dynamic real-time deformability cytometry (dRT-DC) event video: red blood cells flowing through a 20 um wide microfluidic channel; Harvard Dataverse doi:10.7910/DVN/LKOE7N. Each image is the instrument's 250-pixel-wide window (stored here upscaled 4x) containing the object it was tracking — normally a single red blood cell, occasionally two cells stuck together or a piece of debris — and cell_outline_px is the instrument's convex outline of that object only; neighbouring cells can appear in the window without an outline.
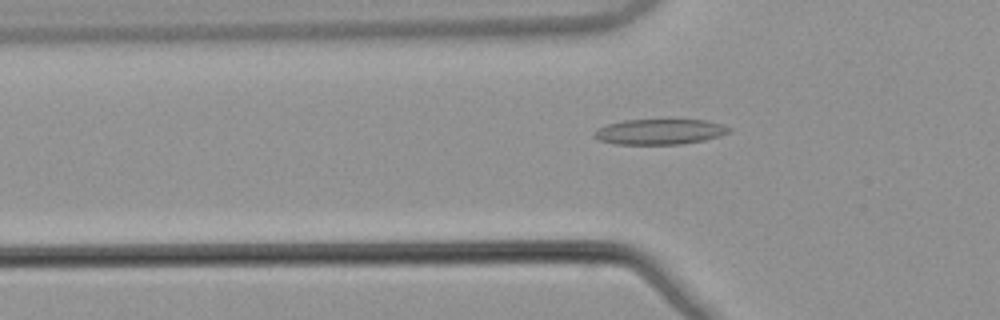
{"species": "common noctule bat (a hibernating species)", "species_latin": "Nyctalus noctula", "temperature_condition": "warm", "stored_images_in_passage": 39, "camera_frame_rate_fps": 3000, "um_per_image_px": 0.085, "animal": {"sex": "male", "body_mass_g": 21.5, "forearm_length_mm": 52.0}, "frame": {"image": 1, "passage_image": 4, "time_ms": 1.0, "image_size_px": [1000, 320], "cell_outline_px": [[732, 132], [720, 136], [704, 140], [680, 144], [616, 144], [600, 140], [592, 136], [592, 132], [596, 128], [608, 124], [624, 120], [704, 120], [724, 124], [732, 128]], "centroid_in_image_um": [56.09, 11.19], "position_along_channel_um": 69.7, "area_um2": 20.11}}
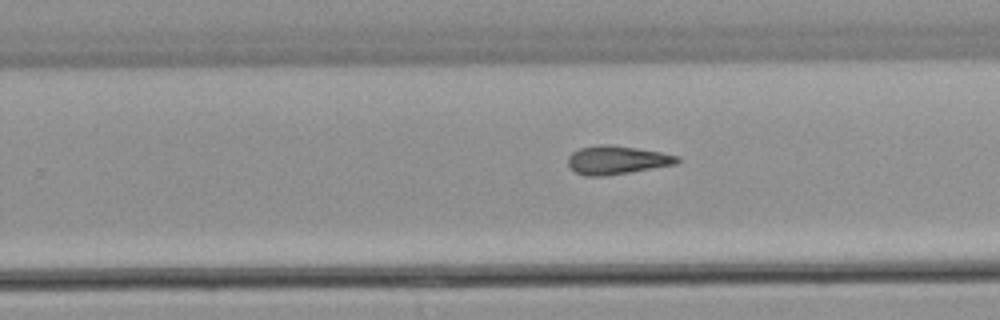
{"frame": {"image": 2, "passage_image": 20, "time_ms": 6.333, "image_size_px": [1000, 320], "cell_outline_px": [[680, 160], [676, 164], [604, 176], [584, 176], [576, 172], [568, 164], [568, 156], [572, 152], [580, 148], [596, 144], [608, 144], [636, 148], [660, 152], [680, 156]], "centroid_in_image_um": [52.41, 13.59], "position_along_channel_um": 277.4, "area_um2": 18.03}}
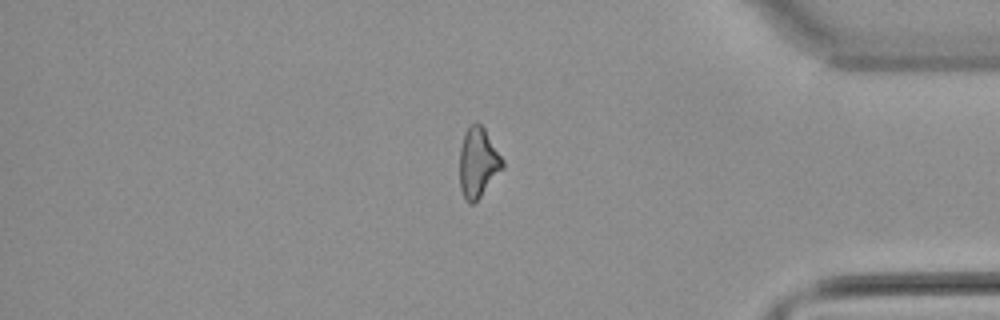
{"frame": {"image": 3, "passage_image": 31, "time_ms": 10.0, "image_size_px": [1000, 320], "cell_outline_px": [[504, 168], [480, 196], [472, 204], [468, 204], [460, 188], [460, 148], [464, 136], [468, 128], [476, 120], [484, 128], [504, 160]], "centroid_in_image_um": [40.65, 13.82], "position_along_channel_um": 394.6, "area_um2": 17.28}, "authors_computed_cell_mechanics": {"area_um2": 17.9758, "velocity_mm_per_s": 3.8995, "shape_relaxation_time_tau1_ms": null, "shape_relaxation_time_tau2_ms": 7.0454, "deformation_change_tau1": null, "deformation_change_tau2": 0.1817}}